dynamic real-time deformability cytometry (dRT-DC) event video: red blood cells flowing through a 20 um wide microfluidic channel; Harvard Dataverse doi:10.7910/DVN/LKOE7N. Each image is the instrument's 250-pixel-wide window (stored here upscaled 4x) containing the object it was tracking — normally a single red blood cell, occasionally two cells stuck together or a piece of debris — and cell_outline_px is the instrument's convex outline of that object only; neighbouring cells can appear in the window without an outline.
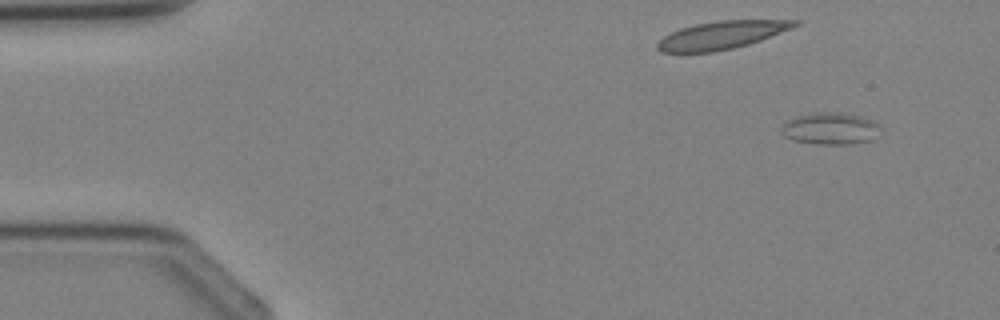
{"species": "Egyptian fruit bat (a non-hibernating species)", "species_latin": "Rousettus aegyptiacus", "temperature_condition": "cold", "stored_images_in_passage": 4, "camera_frame_rate_fps": 3000, "um_per_image_px": 0.085, "animal": {"sex": "female"}, "frame": {"image": 1, "passage_image": 1, "time_ms": 0.0, "image_size_px": [1000, 320], "cell_outline_px": [[880, 128], [872, 140], [848, 144], [816, 144], [792, 140], [784, 136], [780, 132], [780, 128], [788, 120], [812, 112], [840, 112], [860, 116], [872, 120]], "centroid_in_image_um": [70.54, 10.93], "position_along_channel_um": 14.5, "area_um2": 18.32}}